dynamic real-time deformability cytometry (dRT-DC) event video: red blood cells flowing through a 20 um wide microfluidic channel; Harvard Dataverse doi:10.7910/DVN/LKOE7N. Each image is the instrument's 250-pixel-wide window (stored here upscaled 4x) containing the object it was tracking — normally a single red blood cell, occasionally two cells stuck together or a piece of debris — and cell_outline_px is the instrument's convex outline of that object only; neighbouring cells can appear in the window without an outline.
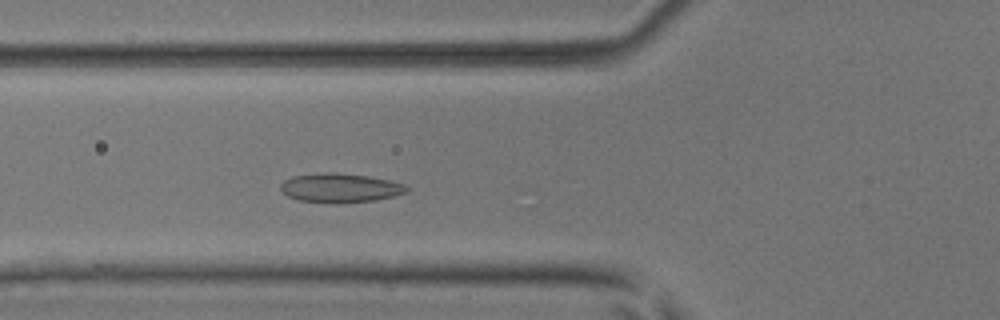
{"species": "common noctule bat (a hibernating species)", "species_latin": "Nyctalus noctula", "temperature_condition": "room temperature", "stored_images_in_passage": 43, "camera_frame_rate_fps": 3000, "um_per_image_px": 0.085, "animal": {"sex": "male", "body_mass_g": 17.9, "forearm_length_mm": 54.2}, "frame": {"image": 1, "passage_image": 14, "time_ms": 4.333, "image_size_px": [1000, 320], "cell_outline_px": [[408, 192], [396, 196], [376, 200], [336, 204], [300, 200], [288, 196], [280, 188], [280, 184], [284, 180], [292, 176], [328, 172], [336, 172], [368, 176], [388, 180], [404, 184], [408, 188]], "centroid_in_image_um": [28.93, 15.98], "position_along_channel_um": 96.9, "area_um2": 21.5}}
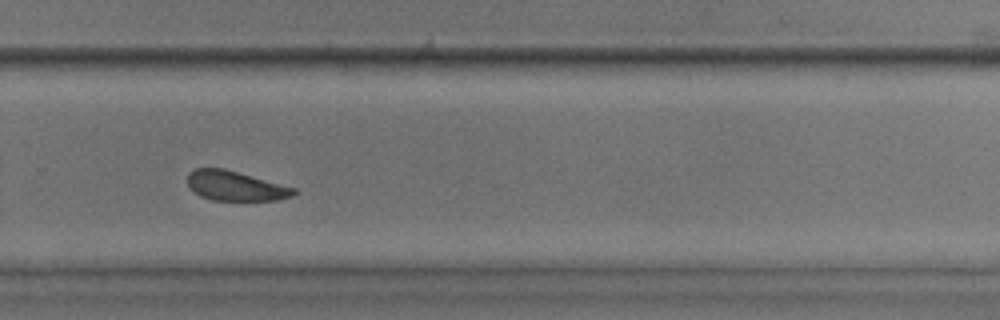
{"frame": {"image": 2, "passage_image": 30, "time_ms": 9.667, "image_size_px": [1000, 320], "cell_outline_px": [[296, 192], [292, 196], [276, 200], [212, 200], [200, 196], [188, 184], [188, 172], [196, 168], [224, 168], [296, 188]], "centroid_in_image_um": [20.01, 15.79], "position_along_channel_um": 309.8, "area_um2": 18.21}}
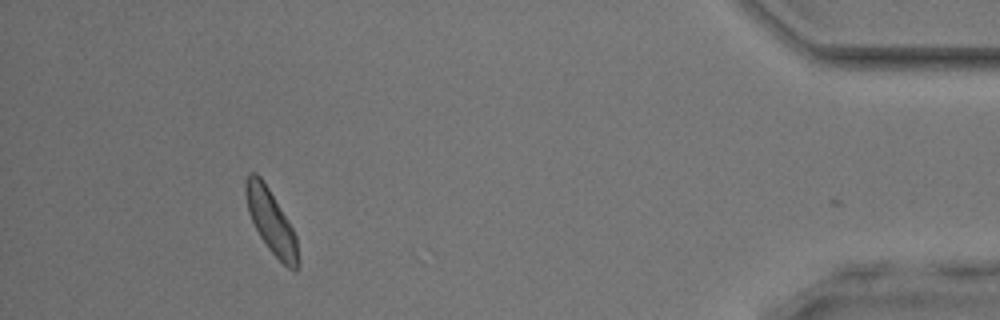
{"frame": {"image": 3, "passage_image": 42, "time_ms": 13.667, "image_size_px": [1000, 320], "cell_outline_px": [[300, 264], [296, 272], [288, 268], [268, 248], [260, 236], [248, 212], [244, 192], [244, 180], [248, 172], [256, 172], [260, 176], [268, 188], [288, 220], [296, 236], [300, 260]], "centroid_in_image_um": [23.04, 18.82], "position_along_channel_um": 412.2, "area_um2": 19.48}, "authors_computed_cell_mechanics": {"area_um2": 19.8254, "velocity_mm_per_s": 3.9992, "shape_relaxation_time_tau1_ms": 1.9988, "shape_relaxation_time_tau2_ms": 2.668, "deformation_change_tau1": 0.0505, "deformation_change_tau2": 0.0866}}